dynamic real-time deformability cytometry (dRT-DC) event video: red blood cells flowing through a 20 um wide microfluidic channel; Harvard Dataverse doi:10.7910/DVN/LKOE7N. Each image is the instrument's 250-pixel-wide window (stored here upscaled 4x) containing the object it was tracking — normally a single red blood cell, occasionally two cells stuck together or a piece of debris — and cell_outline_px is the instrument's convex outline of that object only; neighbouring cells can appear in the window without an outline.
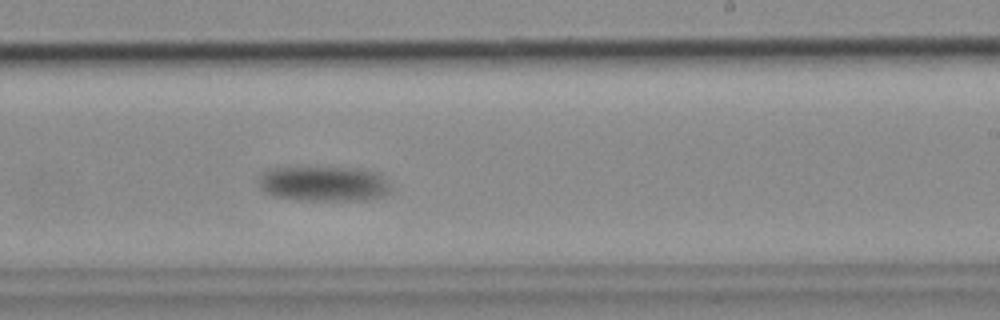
{"species": "common noctule bat (a hibernating species)", "species_latin": "Nyctalus noctula", "temperature_condition": "cold", "stored_images_in_passage": 10, "segment_of_instrument_passage": [1, 2], "camera_frame_rate_fps": 3000, "um_per_image_px": 0.085, "animal": {"sex": "female", "body_mass_g": 18.4}, "frame": {"image": 1, "passage_image": 9, "time_ms": 2.667, "image_size_px": [1000, 320], "cell_outline_px": [[392, 188], [384, 196], [364, 200], [300, 200], [272, 196], [264, 192], [260, 188], [260, 172], [268, 168], [360, 168], [380, 172], [384, 176]], "centroid_in_image_um": [27.54, 15.61], "position_along_channel_um": 261.5, "area_um2": 27.34}}